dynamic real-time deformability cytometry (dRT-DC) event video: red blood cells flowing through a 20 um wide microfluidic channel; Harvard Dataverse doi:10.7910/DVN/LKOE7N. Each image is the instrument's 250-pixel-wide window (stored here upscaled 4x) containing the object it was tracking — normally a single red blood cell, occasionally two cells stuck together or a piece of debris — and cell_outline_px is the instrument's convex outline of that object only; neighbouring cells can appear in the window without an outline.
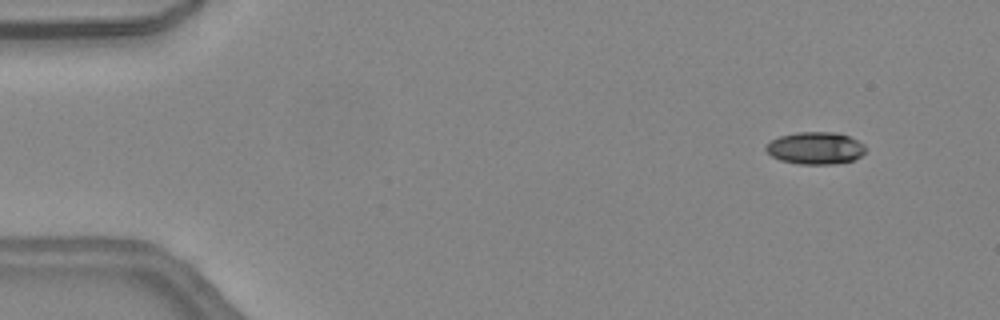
{"species": "common noctule bat (a hibernating species)", "species_latin": "Nyctalus noctula", "temperature_condition": "warm", "stored_images_in_passage": 42, "camera_frame_rate_fps": 3000, "um_per_image_px": 0.085, "animal": {"sex": "female", "body_mass_g": 24.6, "forearm_length_mm": 56.2}, "frame": {"image": 1, "passage_image": 1, "time_ms": 0.0, "image_size_px": [1000, 320], "cell_outline_px": [[864, 152], [860, 156], [852, 160], [832, 164], [800, 164], [780, 160], [772, 156], [764, 148], [764, 144], [780, 136], [796, 132], [836, 132], [848, 136], [864, 144]], "centroid_in_image_um": [69.27, 12.58], "position_along_channel_um": 15.7, "area_um2": 18.61}}
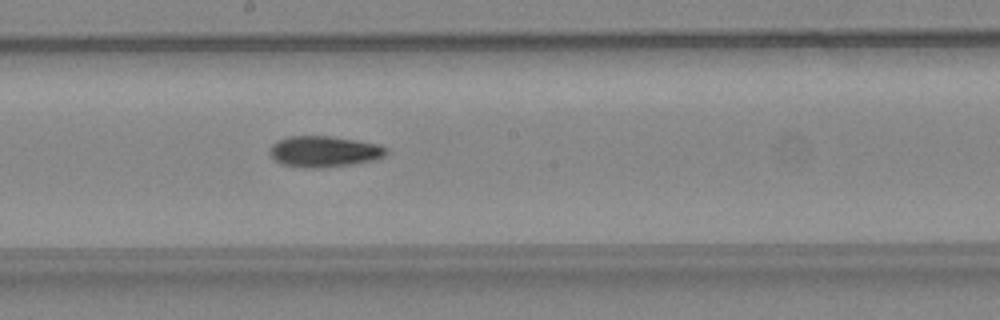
{"frame": {"image": 2, "passage_image": 22, "time_ms": 7.0, "image_size_px": [1000, 320], "cell_outline_px": [[388, 152], [384, 156], [376, 160], [352, 164], [320, 168], [304, 168], [284, 164], [276, 160], [268, 152], [268, 148], [276, 140], [288, 136], [332, 136], [380, 144], [388, 148]], "centroid_in_image_um": [27.56, 12.87], "position_along_channel_um": 220.6, "area_um2": 21.33}}
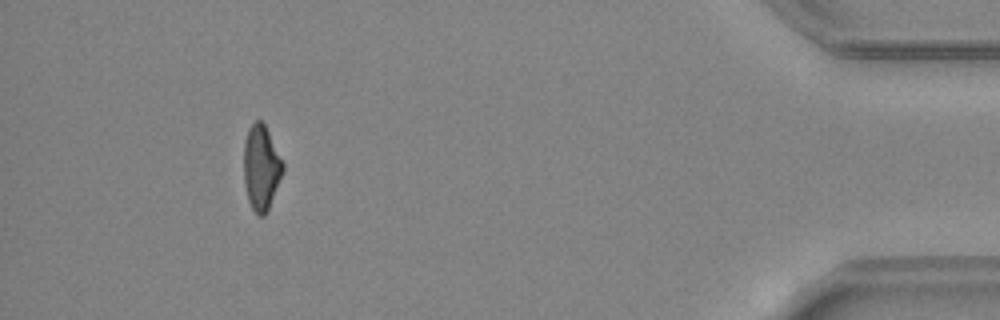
{"frame": {"image": 3, "passage_image": 39, "time_ms": 12.667, "image_size_px": [1000, 320], "cell_outline_px": [[284, 168], [268, 208], [264, 216], [260, 216], [252, 208], [248, 200], [244, 184], [244, 140], [248, 128], [256, 120], [260, 120], [264, 124], [284, 164]], "centroid_in_image_um": [22.17, 14.22], "position_along_channel_um": 413.0, "area_um2": 18.96}, "authors_computed_cell_mechanics": {"area_um2": 19.941, "velocity_mm_per_s": 4.5388, "shape_relaxation_time_tau1_ms": 8.6937, "shape_relaxation_time_tau2_ms": null, "deformation_change_tau1": 0.2302, "deformation_change_tau2": null}}